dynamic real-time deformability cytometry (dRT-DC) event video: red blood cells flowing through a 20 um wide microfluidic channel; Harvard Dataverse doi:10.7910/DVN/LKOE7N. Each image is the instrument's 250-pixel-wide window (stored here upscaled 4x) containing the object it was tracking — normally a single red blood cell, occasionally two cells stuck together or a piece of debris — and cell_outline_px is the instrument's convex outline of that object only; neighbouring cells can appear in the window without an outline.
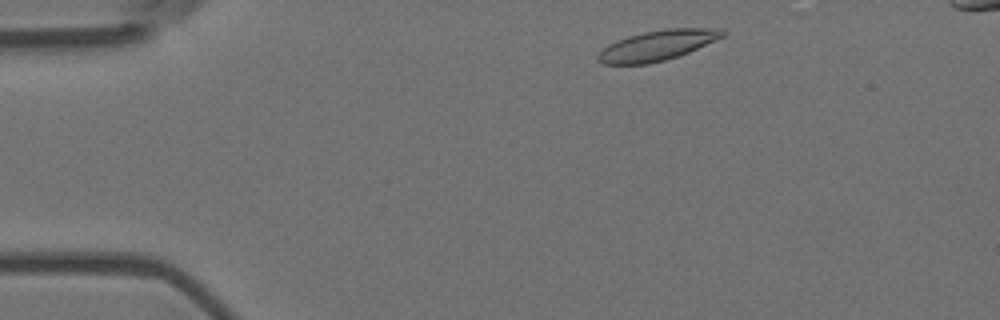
{"species": "Egyptian fruit bat (a non-hibernating species)", "species_latin": "Rousettus aegyptiacus", "temperature_condition": "room temperature", "stored_images_in_passage": 50, "camera_frame_rate_fps": 3000, "um_per_image_px": 0.085, "animal": {"sex": "female"}, "frame": {"image": 1, "passage_image": 3, "time_ms": 0.667, "image_size_px": [1000, 320], "cell_outline_px": [[728, 32], [724, 36], [688, 52], [664, 60], [648, 64], [604, 64], [596, 60], [596, 56], [608, 44], [616, 40], [628, 36], [644, 32], [668, 28], [724, 28]], "centroid_in_image_um": [55.88, 3.85], "position_along_channel_um": 29.1, "area_um2": 21.85}}
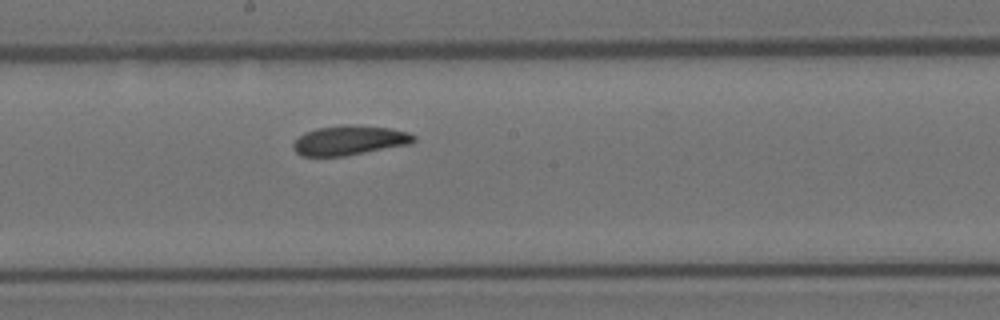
{"frame": {"image": 2, "passage_image": 24, "time_ms": 7.667, "image_size_px": [1000, 320], "cell_outline_px": [[416, 140], [408, 144], [344, 156], [300, 156], [292, 148], [292, 144], [304, 132], [316, 128], [340, 124], [348, 124], [388, 128], [408, 132], [416, 136]], "centroid_in_image_um": [29.66, 11.92], "position_along_channel_um": 218.5, "area_um2": 20.75}}
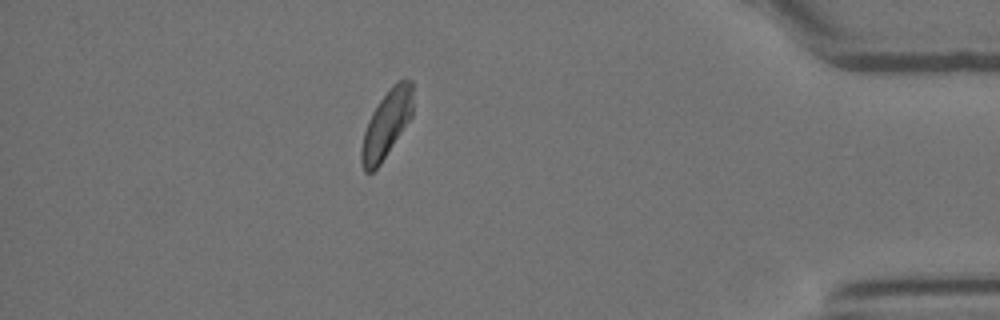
{"frame": {"image": 3, "passage_image": 43, "time_ms": 14.0, "image_size_px": [1000, 320], "cell_outline_px": [[412, 116], [380, 164], [372, 172], [364, 172], [360, 160], [360, 148], [364, 132], [368, 120], [372, 112], [380, 100], [400, 80], [412, 80]], "centroid_in_image_um": [32.82, 10.61], "position_along_channel_um": 402.4, "area_um2": 19.71}, "authors_computed_cell_mechanics": {"area_um2": 20.8369, "velocity_mm_per_s": 3.5707, "shape_relaxation_time_tau1_ms": 4.6129, "shape_relaxation_time_tau2_ms": 4.2127, "deformation_change_tau1": 0.1117, "deformation_change_tau2": 0.1048}}